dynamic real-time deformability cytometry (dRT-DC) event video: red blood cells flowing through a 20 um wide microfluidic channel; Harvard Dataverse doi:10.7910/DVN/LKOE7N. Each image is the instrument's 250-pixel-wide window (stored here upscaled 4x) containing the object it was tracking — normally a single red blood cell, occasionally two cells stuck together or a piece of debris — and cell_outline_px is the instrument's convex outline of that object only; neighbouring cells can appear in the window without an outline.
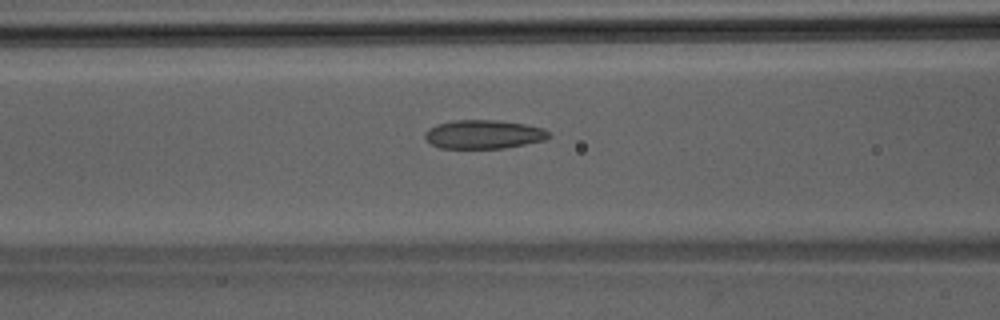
{"species": "Egyptian fruit bat (a non-hibernating species)", "species_latin": "Rousettus aegyptiacus", "temperature_condition": "room temperature", "stored_images_in_passage": 32, "camera_frame_rate_fps": 3000, "um_per_image_px": 0.085, "animal": {"sex": "male"}, "frame": {"image": 1, "passage_image": 10, "time_ms": 3.0, "image_size_px": [1000, 320], "cell_outline_px": [[552, 136], [544, 140], [504, 148], [440, 148], [432, 144], [424, 136], [424, 132], [428, 128], [436, 124], [456, 120], [496, 120], [524, 124], [544, 128]], "centroid_in_image_um": [41.1, 11.41], "position_along_channel_um": 125.5, "area_um2": 20.69}}
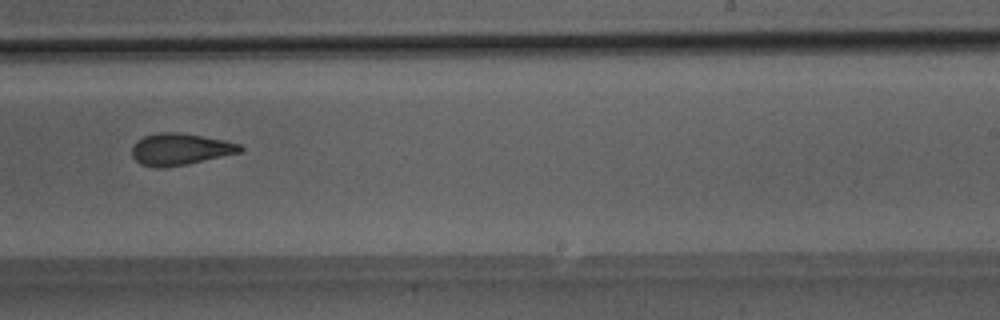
{"frame": {"image": 2, "passage_image": 20, "time_ms": 6.333, "image_size_px": [1000, 320], "cell_outline_px": [[244, 148], [240, 152], [188, 164], [168, 168], [152, 168], [140, 164], [132, 156], [132, 144], [136, 140], [144, 136], [156, 132], [180, 132], [224, 140], [240, 144]], "centroid_in_image_um": [15.26, 12.69], "position_along_channel_um": 273.7, "area_um2": 20.29}}
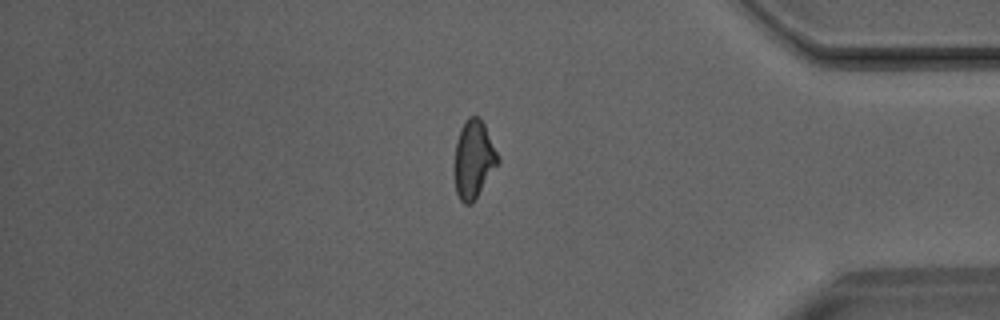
{"frame": {"image": 3, "passage_image": 30, "time_ms": 9.667, "image_size_px": [1000, 320], "cell_outline_px": [[500, 160], [472, 204], [464, 204], [460, 200], [456, 192], [452, 172], [456, 140], [460, 128], [468, 116], [480, 116], [484, 124]], "centroid_in_image_um": [40.2, 13.55], "position_along_channel_um": 395.0, "area_um2": 20.0}}